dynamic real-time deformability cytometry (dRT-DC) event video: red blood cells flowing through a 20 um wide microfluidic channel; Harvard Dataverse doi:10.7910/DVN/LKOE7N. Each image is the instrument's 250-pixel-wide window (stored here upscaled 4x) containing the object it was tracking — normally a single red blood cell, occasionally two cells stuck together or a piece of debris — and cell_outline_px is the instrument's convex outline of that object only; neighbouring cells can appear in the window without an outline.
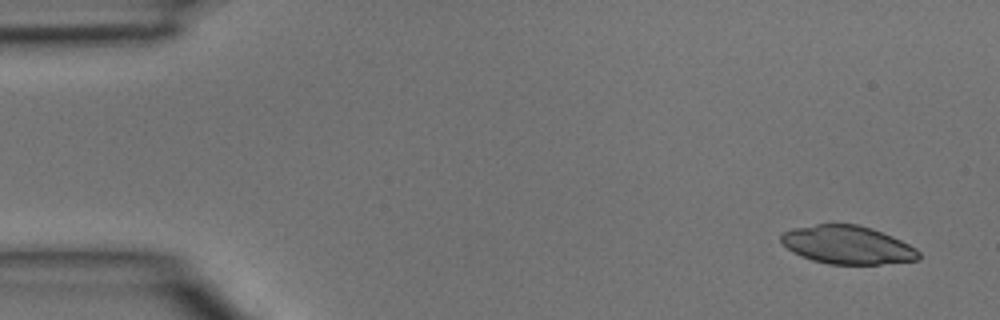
{"species": "common noctule bat (a hibernating species)", "species_latin": "Nyctalus noctula", "temperature_condition": "room temperature", "stored_images_in_passage": 4, "camera_frame_rate_fps": 3000, "um_per_image_px": 0.085, "animal": {"sex": "male", "body_mass_g": 15.6}, "frame": {"image": 1, "passage_image": 1, "time_ms": 0.0, "image_size_px": [1000, 320], "cell_outline_px": [[920, 260], [880, 264], [828, 264], [812, 260], [800, 256], [792, 252], [780, 240], [780, 232], [792, 228], [816, 224], [856, 224], [872, 228], [892, 236], [916, 248], [920, 252]], "centroid_in_image_um": [72.02, 20.81], "position_along_channel_um": 13.0, "area_um2": 30.87}}